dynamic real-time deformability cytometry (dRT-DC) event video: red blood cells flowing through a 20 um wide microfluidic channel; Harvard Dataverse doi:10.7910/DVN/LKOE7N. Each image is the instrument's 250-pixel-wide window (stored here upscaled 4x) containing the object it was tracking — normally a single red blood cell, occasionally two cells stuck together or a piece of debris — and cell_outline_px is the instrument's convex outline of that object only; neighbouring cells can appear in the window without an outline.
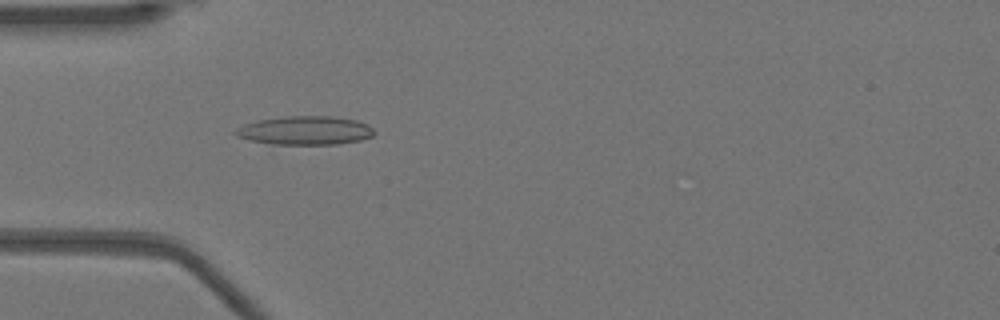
{"species": "Egyptian fruit bat (a non-hibernating species)", "species_latin": "Rousettus aegyptiacus", "temperature_condition": "warm", "stored_images_in_passage": 49, "camera_frame_rate_fps": 3000, "um_per_image_px": 0.085, "animal": {"sex": "female"}, "frame": {"image": 1, "passage_image": 13, "time_ms": 4.0, "image_size_px": [1000, 320], "cell_outline_px": [[376, 132], [372, 136], [360, 140], [336, 144], [272, 144], [252, 140], [236, 136], [232, 132], [236, 128], [244, 124], [260, 120], [284, 116], [332, 116], [356, 120], [368, 124]], "centroid_in_image_um": [25.94, 11.08], "position_along_channel_um": 59.1, "area_um2": 23.12}}
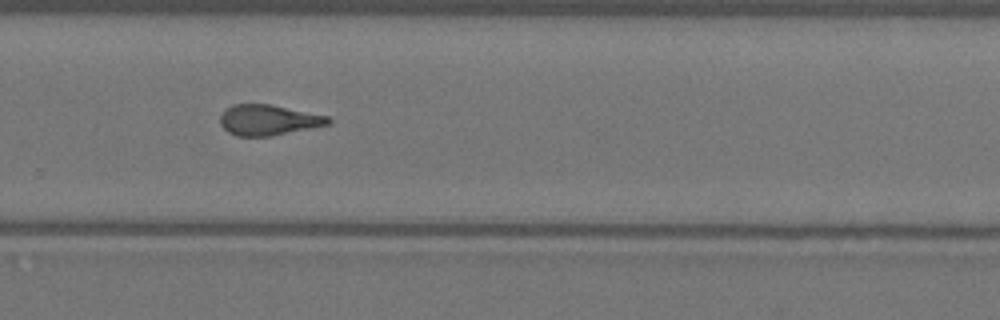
{"frame": {"image": 2, "passage_image": 32, "time_ms": 10.333, "image_size_px": [1000, 320], "cell_outline_px": [[332, 120], [328, 124], [272, 136], [236, 136], [228, 132], [220, 124], [220, 116], [232, 104], [272, 104], [328, 116]], "centroid_in_image_um": [22.8, 10.2], "position_along_channel_um": 307.0, "area_um2": 19.13}}
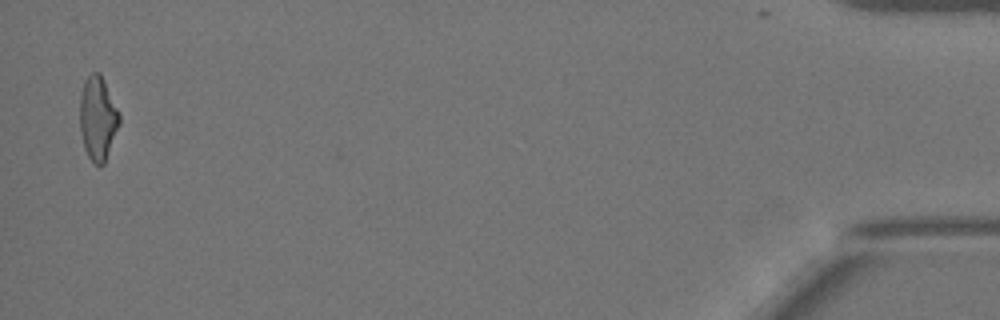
{"frame": {"image": 3, "passage_image": 48, "time_ms": 15.667, "image_size_px": [1000, 320], "cell_outline_px": [[120, 124], [104, 164], [100, 168], [88, 156], [84, 148], [80, 132], [80, 92], [84, 80], [92, 72], [100, 72], [120, 112]], "centroid_in_image_um": [8.32, 10.04], "position_along_channel_um": 426.9, "area_um2": 19.59}, "authors_computed_cell_mechanics": {"area_um2": 19.5364, "velocity_mm_per_s": 3.9563, "shape_relaxation_time_tau1_ms": null, "shape_relaxation_time_tau2_ms": 2.2969, "deformation_change_tau1": null, "deformation_change_tau2": 0.1276}}